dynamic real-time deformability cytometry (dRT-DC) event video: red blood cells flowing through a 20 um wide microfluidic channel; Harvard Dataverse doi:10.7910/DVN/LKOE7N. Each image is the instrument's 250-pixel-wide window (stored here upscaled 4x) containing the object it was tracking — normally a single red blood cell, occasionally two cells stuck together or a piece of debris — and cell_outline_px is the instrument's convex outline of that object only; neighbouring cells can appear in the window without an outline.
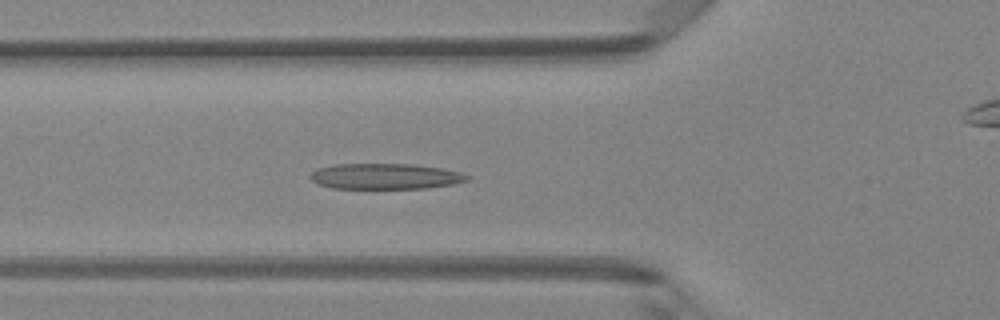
{"species": "Egyptian fruit bat (a non-hibernating species)", "species_latin": "Rousettus aegyptiacus", "temperature_condition": "room temperature", "stored_images_in_passage": 42, "camera_frame_rate_fps": 3000, "um_per_image_px": 0.085, "animal": {"sex": "female"}, "frame": {"image": 1, "passage_image": 10, "time_ms": 3.0, "image_size_px": [1000, 320], "cell_outline_px": [[468, 180], [452, 184], [428, 188], [332, 188], [316, 184], [308, 176], [316, 168], [336, 164], [412, 164], [440, 168], [460, 172], [468, 176]], "centroid_in_image_um": [32.69, 14.98], "position_along_channel_um": 93.1, "area_um2": 23.41}}
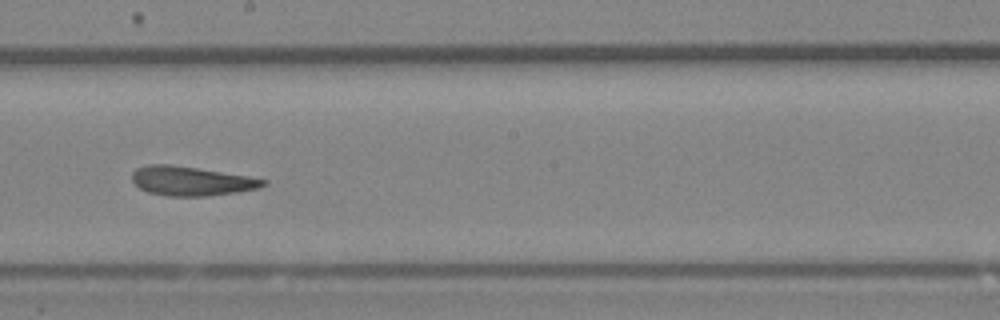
{"frame": {"image": 2, "passage_image": 20, "time_ms": 6.333, "image_size_px": [1000, 320], "cell_outline_px": [[268, 184], [260, 188], [236, 192], [208, 196], [168, 196], [148, 192], [140, 188], [132, 180], [132, 172], [136, 168], [148, 164], [172, 164], [248, 176], [268, 180]], "centroid_in_image_um": [16.27, 15.38], "position_along_channel_um": 231.9, "area_um2": 22.43}}
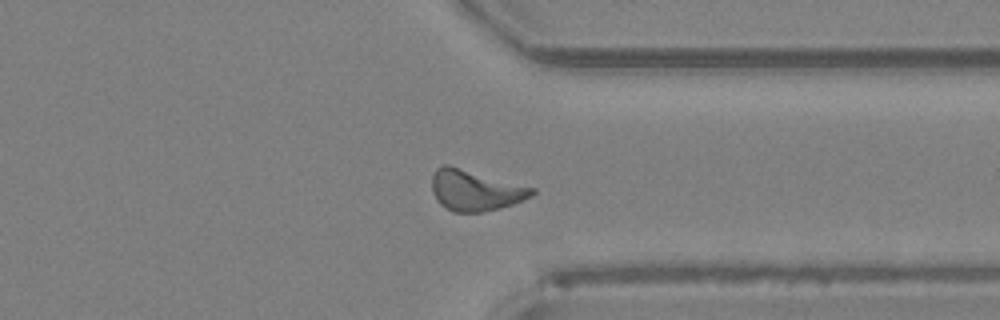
{"frame": {"image": 3, "passage_image": 30, "time_ms": 9.667, "image_size_px": [1000, 320], "cell_outline_px": [[536, 192], [532, 196], [512, 204], [500, 208], [480, 212], [452, 212], [440, 204], [436, 200], [432, 192], [432, 176], [436, 168], [444, 164], [448, 164], [536, 188]], "centroid_in_image_um": [40.38, 16.17], "position_along_channel_um": 371.0, "area_um2": 23.93}, "authors_computed_cell_mechanics": {"area_um2": 22.7443, "velocity_mm_per_s": 4.1682, "shape_relaxation_time_tau1_ms": 5.8361, "shape_relaxation_time_tau2_ms": 2.7069, "deformation_change_tau1": 0.1899, "deformation_change_tau2": 0.1285}}